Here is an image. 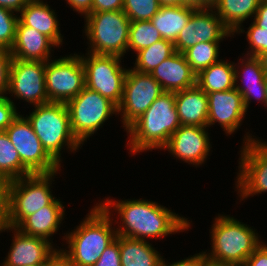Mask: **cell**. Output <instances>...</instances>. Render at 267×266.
<instances>
[{
  "label": "cell",
  "mask_w": 267,
  "mask_h": 266,
  "mask_svg": "<svg viewBox=\"0 0 267 266\" xmlns=\"http://www.w3.org/2000/svg\"><path fill=\"white\" fill-rule=\"evenodd\" d=\"M84 19L87 52L120 57L127 54L131 21L122 10L92 12Z\"/></svg>",
  "instance_id": "8992f818"
},
{
  "label": "cell",
  "mask_w": 267,
  "mask_h": 266,
  "mask_svg": "<svg viewBox=\"0 0 267 266\" xmlns=\"http://www.w3.org/2000/svg\"><path fill=\"white\" fill-rule=\"evenodd\" d=\"M33 108L26 118L43 148L61 166L63 149L76 153L82 147L72 133L67 105L50 102Z\"/></svg>",
  "instance_id": "5b68a950"
},
{
  "label": "cell",
  "mask_w": 267,
  "mask_h": 266,
  "mask_svg": "<svg viewBox=\"0 0 267 266\" xmlns=\"http://www.w3.org/2000/svg\"><path fill=\"white\" fill-rule=\"evenodd\" d=\"M160 32L150 21H131L129 27L128 52L134 53L162 40Z\"/></svg>",
  "instance_id": "1f68e13d"
},
{
  "label": "cell",
  "mask_w": 267,
  "mask_h": 266,
  "mask_svg": "<svg viewBox=\"0 0 267 266\" xmlns=\"http://www.w3.org/2000/svg\"><path fill=\"white\" fill-rule=\"evenodd\" d=\"M226 214H218L210 228V248L204 251L209 262L243 266L247 258L263 243L248 224ZM260 237V238H259Z\"/></svg>",
  "instance_id": "277c9868"
},
{
  "label": "cell",
  "mask_w": 267,
  "mask_h": 266,
  "mask_svg": "<svg viewBox=\"0 0 267 266\" xmlns=\"http://www.w3.org/2000/svg\"><path fill=\"white\" fill-rule=\"evenodd\" d=\"M245 33L249 51H246L244 56L258 57L267 50V29H263L251 22Z\"/></svg>",
  "instance_id": "e575fe53"
},
{
  "label": "cell",
  "mask_w": 267,
  "mask_h": 266,
  "mask_svg": "<svg viewBox=\"0 0 267 266\" xmlns=\"http://www.w3.org/2000/svg\"><path fill=\"white\" fill-rule=\"evenodd\" d=\"M161 5L159 0H123V12L130 21H150Z\"/></svg>",
  "instance_id": "d6a6232c"
},
{
  "label": "cell",
  "mask_w": 267,
  "mask_h": 266,
  "mask_svg": "<svg viewBox=\"0 0 267 266\" xmlns=\"http://www.w3.org/2000/svg\"><path fill=\"white\" fill-rule=\"evenodd\" d=\"M0 175L11 180L31 175L5 131H0Z\"/></svg>",
  "instance_id": "f546056e"
},
{
  "label": "cell",
  "mask_w": 267,
  "mask_h": 266,
  "mask_svg": "<svg viewBox=\"0 0 267 266\" xmlns=\"http://www.w3.org/2000/svg\"><path fill=\"white\" fill-rule=\"evenodd\" d=\"M220 42H202L183 52L187 63L193 72L198 75L210 65L220 61Z\"/></svg>",
  "instance_id": "4dcf8cb0"
},
{
  "label": "cell",
  "mask_w": 267,
  "mask_h": 266,
  "mask_svg": "<svg viewBox=\"0 0 267 266\" xmlns=\"http://www.w3.org/2000/svg\"><path fill=\"white\" fill-rule=\"evenodd\" d=\"M205 266H236V265H222V264H215V263L207 261Z\"/></svg>",
  "instance_id": "816d5d0a"
},
{
  "label": "cell",
  "mask_w": 267,
  "mask_h": 266,
  "mask_svg": "<svg viewBox=\"0 0 267 266\" xmlns=\"http://www.w3.org/2000/svg\"><path fill=\"white\" fill-rule=\"evenodd\" d=\"M250 134V131L246 132L240 148L235 182L240 202L267 192V141Z\"/></svg>",
  "instance_id": "9c48e42d"
},
{
  "label": "cell",
  "mask_w": 267,
  "mask_h": 266,
  "mask_svg": "<svg viewBox=\"0 0 267 266\" xmlns=\"http://www.w3.org/2000/svg\"><path fill=\"white\" fill-rule=\"evenodd\" d=\"M208 127L181 125L162 148L181 162L200 167L212 148Z\"/></svg>",
  "instance_id": "2e32d148"
},
{
  "label": "cell",
  "mask_w": 267,
  "mask_h": 266,
  "mask_svg": "<svg viewBox=\"0 0 267 266\" xmlns=\"http://www.w3.org/2000/svg\"><path fill=\"white\" fill-rule=\"evenodd\" d=\"M89 211L83 221L62 238L67 247L59 250L72 266H93L117 236L113 217L97 202Z\"/></svg>",
  "instance_id": "7a4b0ae2"
},
{
  "label": "cell",
  "mask_w": 267,
  "mask_h": 266,
  "mask_svg": "<svg viewBox=\"0 0 267 266\" xmlns=\"http://www.w3.org/2000/svg\"><path fill=\"white\" fill-rule=\"evenodd\" d=\"M45 81L49 102L67 103L75 98L85 87V69L81 56L71 53L48 60Z\"/></svg>",
  "instance_id": "8fae6325"
},
{
  "label": "cell",
  "mask_w": 267,
  "mask_h": 266,
  "mask_svg": "<svg viewBox=\"0 0 267 266\" xmlns=\"http://www.w3.org/2000/svg\"><path fill=\"white\" fill-rule=\"evenodd\" d=\"M85 55H80L85 69V87L98 92L118 106L128 72L127 68L122 67L123 57L90 52Z\"/></svg>",
  "instance_id": "30bf717a"
},
{
  "label": "cell",
  "mask_w": 267,
  "mask_h": 266,
  "mask_svg": "<svg viewBox=\"0 0 267 266\" xmlns=\"http://www.w3.org/2000/svg\"><path fill=\"white\" fill-rule=\"evenodd\" d=\"M207 258L204 251L194 254L193 256H188L182 260L169 263L166 262L164 256L161 260L160 266H205L207 263Z\"/></svg>",
  "instance_id": "f35d334b"
},
{
  "label": "cell",
  "mask_w": 267,
  "mask_h": 266,
  "mask_svg": "<svg viewBox=\"0 0 267 266\" xmlns=\"http://www.w3.org/2000/svg\"><path fill=\"white\" fill-rule=\"evenodd\" d=\"M197 7L194 4L161 6L150 22L160 32L163 39L175 43L181 30L188 23L192 12Z\"/></svg>",
  "instance_id": "484cf974"
},
{
  "label": "cell",
  "mask_w": 267,
  "mask_h": 266,
  "mask_svg": "<svg viewBox=\"0 0 267 266\" xmlns=\"http://www.w3.org/2000/svg\"><path fill=\"white\" fill-rule=\"evenodd\" d=\"M46 62L12 59L7 94L29 105L50 103L46 92Z\"/></svg>",
  "instance_id": "5bb4252c"
},
{
  "label": "cell",
  "mask_w": 267,
  "mask_h": 266,
  "mask_svg": "<svg viewBox=\"0 0 267 266\" xmlns=\"http://www.w3.org/2000/svg\"><path fill=\"white\" fill-rule=\"evenodd\" d=\"M11 143L18 152L22 165L31 174L61 172V167L43 148L41 141L24 114H20L6 128Z\"/></svg>",
  "instance_id": "7c38bea8"
},
{
  "label": "cell",
  "mask_w": 267,
  "mask_h": 266,
  "mask_svg": "<svg viewBox=\"0 0 267 266\" xmlns=\"http://www.w3.org/2000/svg\"><path fill=\"white\" fill-rule=\"evenodd\" d=\"M121 266H160L163 256L149 241L119 235Z\"/></svg>",
  "instance_id": "4316f807"
},
{
  "label": "cell",
  "mask_w": 267,
  "mask_h": 266,
  "mask_svg": "<svg viewBox=\"0 0 267 266\" xmlns=\"http://www.w3.org/2000/svg\"><path fill=\"white\" fill-rule=\"evenodd\" d=\"M65 205L60 199H55L48 206H44L37 212L25 217L15 228L26 235L51 240L54 234H57L65 218Z\"/></svg>",
  "instance_id": "7402d4cb"
},
{
  "label": "cell",
  "mask_w": 267,
  "mask_h": 266,
  "mask_svg": "<svg viewBox=\"0 0 267 266\" xmlns=\"http://www.w3.org/2000/svg\"><path fill=\"white\" fill-rule=\"evenodd\" d=\"M18 15L14 11L0 7V48L10 50L13 46Z\"/></svg>",
  "instance_id": "836d02e7"
},
{
  "label": "cell",
  "mask_w": 267,
  "mask_h": 266,
  "mask_svg": "<svg viewBox=\"0 0 267 266\" xmlns=\"http://www.w3.org/2000/svg\"><path fill=\"white\" fill-rule=\"evenodd\" d=\"M15 104L8 96L0 97V131H5L21 113L17 111L18 108Z\"/></svg>",
  "instance_id": "d590c367"
},
{
  "label": "cell",
  "mask_w": 267,
  "mask_h": 266,
  "mask_svg": "<svg viewBox=\"0 0 267 266\" xmlns=\"http://www.w3.org/2000/svg\"><path fill=\"white\" fill-rule=\"evenodd\" d=\"M191 4L196 6H211L213 0H188Z\"/></svg>",
  "instance_id": "f907efd6"
},
{
  "label": "cell",
  "mask_w": 267,
  "mask_h": 266,
  "mask_svg": "<svg viewBox=\"0 0 267 266\" xmlns=\"http://www.w3.org/2000/svg\"><path fill=\"white\" fill-rule=\"evenodd\" d=\"M13 180L0 175V208L6 213L10 209V189Z\"/></svg>",
  "instance_id": "ab89813d"
},
{
  "label": "cell",
  "mask_w": 267,
  "mask_h": 266,
  "mask_svg": "<svg viewBox=\"0 0 267 266\" xmlns=\"http://www.w3.org/2000/svg\"><path fill=\"white\" fill-rule=\"evenodd\" d=\"M208 98V128L215 123L220 125L226 135L236 133L247 114L243 98L236 88L211 92Z\"/></svg>",
  "instance_id": "ac0fdd59"
},
{
  "label": "cell",
  "mask_w": 267,
  "mask_h": 266,
  "mask_svg": "<svg viewBox=\"0 0 267 266\" xmlns=\"http://www.w3.org/2000/svg\"><path fill=\"white\" fill-rule=\"evenodd\" d=\"M242 58L238 59V65L234 62L235 88L241 94L246 110H248L252 99L259 101L264 106L266 102L264 84L266 72L257 57L245 56Z\"/></svg>",
  "instance_id": "d6986e66"
},
{
  "label": "cell",
  "mask_w": 267,
  "mask_h": 266,
  "mask_svg": "<svg viewBox=\"0 0 267 266\" xmlns=\"http://www.w3.org/2000/svg\"><path fill=\"white\" fill-rule=\"evenodd\" d=\"M264 84H265V90H266V102H265L264 107H267V73H266L265 78H264Z\"/></svg>",
  "instance_id": "f5cc1de1"
},
{
  "label": "cell",
  "mask_w": 267,
  "mask_h": 266,
  "mask_svg": "<svg viewBox=\"0 0 267 266\" xmlns=\"http://www.w3.org/2000/svg\"><path fill=\"white\" fill-rule=\"evenodd\" d=\"M59 171L48 174H31L14 179L10 189V209L7 214L8 226L16 227L25 217L51 204V186ZM53 181V182H52Z\"/></svg>",
  "instance_id": "52a82bcc"
},
{
  "label": "cell",
  "mask_w": 267,
  "mask_h": 266,
  "mask_svg": "<svg viewBox=\"0 0 267 266\" xmlns=\"http://www.w3.org/2000/svg\"><path fill=\"white\" fill-rule=\"evenodd\" d=\"M12 231V243L8 255L0 266H43L59 250L50 241L23 234L15 227L8 226L5 231Z\"/></svg>",
  "instance_id": "e0dca14e"
},
{
  "label": "cell",
  "mask_w": 267,
  "mask_h": 266,
  "mask_svg": "<svg viewBox=\"0 0 267 266\" xmlns=\"http://www.w3.org/2000/svg\"><path fill=\"white\" fill-rule=\"evenodd\" d=\"M43 266H72L68 258L58 250Z\"/></svg>",
  "instance_id": "bcb514c9"
},
{
  "label": "cell",
  "mask_w": 267,
  "mask_h": 266,
  "mask_svg": "<svg viewBox=\"0 0 267 266\" xmlns=\"http://www.w3.org/2000/svg\"><path fill=\"white\" fill-rule=\"evenodd\" d=\"M261 0H213L211 7L222 19L223 24L235 34L245 32L244 21L252 19Z\"/></svg>",
  "instance_id": "d4e9b609"
},
{
  "label": "cell",
  "mask_w": 267,
  "mask_h": 266,
  "mask_svg": "<svg viewBox=\"0 0 267 266\" xmlns=\"http://www.w3.org/2000/svg\"><path fill=\"white\" fill-rule=\"evenodd\" d=\"M123 10V0H93L92 12H110Z\"/></svg>",
  "instance_id": "b9f144b4"
},
{
  "label": "cell",
  "mask_w": 267,
  "mask_h": 266,
  "mask_svg": "<svg viewBox=\"0 0 267 266\" xmlns=\"http://www.w3.org/2000/svg\"><path fill=\"white\" fill-rule=\"evenodd\" d=\"M8 227L7 214L0 208V233Z\"/></svg>",
  "instance_id": "c3c4849f"
},
{
  "label": "cell",
  "mask_w": 267,
  "mask_h": 266,
  "mask_svg": "<svg viewBox=\"0 0 267 266\" xmlns=\"http://www.w3.org/2000/svg\"><path fill=\"white\" fill-rule=\"evenodd\" d=\"M30 0H0V7L19 13Z\"/></svg>",
  "instance_id": "f6af8a7d"
},
{
  "label": "cell",
  "mask_w": 267,
  "mask_h": 266,
  "mask_svg": "<svg viewBox=\"0 0 267 266\" xmlns=\"http://www.w3.org/2000/svg\"><path fill=\"white\" fill-rule=\"evenodd\" d=\"M150 75L161 85L164 92H178L196 85V74L183 53L176 51L160 63Z\"/></svg>",
  "instance_id": "44dd1931"
},
{
  "label": "cell",
  "mask_w": 267,
  "mask_h": 266,
  "mask_svg": "<svg viewBox=\"0 0 267 266\" xmlns=\"http://www.w3.org/2000/svg\"><path fill=\"white\" fill-rule=\"evenodd\" d=\"M233 37V33L223 24L222 19L211 6H198L185 27L181 30L174 46L183 53L185 50L204 42H222Z\"/></svg>",
  "instance_id": "9a60e30c"
},
{
  "label": "cell",
  "mask_w": 267,
  "mask_h": 266,
  "mask_svg": "<svg viewBox=\"0 0 267 266\" xmlns=\"http://www.w3.org/2000/svg\"><path fill=\"white\" fill-rule=\"evenodd\" d=\"M93 266H121L119 235L116 239L103 251L99 260Z\"/></svg>",
  "instance_id": "74e56055"
},
{
  "label": "cell",
  "mask_w": 267,
  "mask_h": 266,
  "mask_svg": "<svg viewBox=\"0 0 267 266\" xmlns=\"http://www.w3.org/2000/svg\"><path fill=\"white\" fill-rule=\"evenodd\" d=\"M176 52L174 43L162 39L149 47L141 49L135 54L132 69L140 73H151L162 61Z\"/></svg>",
  "instance_id": "f1b7e54d"
},
{
  "label": "cell",
  "mask_w": 267,
  "mask_h": 266,
  "mask_svg": "<svg viewBox=\"0 0 267 266\" xmlns=\"http://www.w3.org/2000/svg\"><path fill=\"white\" fill-rule=\"evenodd\" d=\"M196 84L206 93L235 88L234 62L221 59L196 76Z\"/></svg>",
  "instance_id": "83f0119b"
},
{
  "label": "cell",
  "mask_w": 267,
  "mask_h": 266,
  "mask_svg": "<svg viewBox=\"0 0 267 266\" xmlns=\"http://www.w3.org/2000/svg\"><path fill=\"white\" fill-rule=\"evenodd\" d=\"M73 135L83 145L99 128L118 115V106L110 99L87 87L67 103Z\"/></svg>",
  "instance_id": "ba28073f"
},
{
  "label": "cell",
  "mask_w": 267,
  "mask_h": 266,
  "mask_svg": "<svg viewBox=\"0 0 267 266\" xmlns=\"http://www.w3.org/2000/svg\"><path fill=\"white\" fill-rule=\"evenodd\" d=\"M55 47L58 46L49 37L18 20L15 41L9 51L14 59L47 62L53 59Z\"/></svg>",
  "instance_id": "ffe728a7"
},
{
  "label": "cell",
  "mask_w": 267,
  "mask_h": 266,
  "mask_svg": "<svg viewBox=\"0 0 267 266\" xmlns=\"http://www.w3.org/2000/svg\"><path fill=\"white\" fill-rule=\"evenodd\" d=\"M161 6H182L191 4L188 0H159Z\"/></svg>",
  "instance_id": "7dc6e473"
},
{
  "label": "cell",
  "mask_w": 267,
  "mask_h": 266,
  "mask_svg": "<svg viewBox=\"0 0 267 266\" xmlns=\"http://www.w3.org/2000/svg\"><path fill=\"white\" fill-rule=\"evenodd\" d=\"M99 205L110 216L116 212L120 222L113 220L117 235L148 241V239L165 238L168 235L187 231L191 228L190 220L178 213L147 199L115 200L107 197ZM113 208V210H112ZM112 214V215H111Z\"/></svg>",
  "instance_id": "6da1fadb"
},
{
  "label": "cell",
  "mask_w": 267,
  "mask_h": 266,
  "mask_svg": "<svg viewBox=\"0 0 267 266\" xmlns=\"http://www.w3.org/2000/svg\"><path fill=\"white\" fill-rule=\"evenodd\" d=\"M243 266H267V244L263 242L247 258Z\"/></svg>",
  "instance_id": "60d3db41"
},
{
  "label": "cell",
  "mask_w": 267,
  "mask_h": 266,
  "mask_svg": "<svg viewBox=\"0 0 267 266\" xmlns=\"http://www.w3.org/2000/svg\"><path fill=\"white\" fill-rule=\"evenodd\" d=\"M163 93L161 85L149 73H140L128 68L122 100L118 105V114L121 116L120 121L124 130Z\"/></svg>",
  "instance_id": "4fadbf2b"
},
{
  "label": "cell",
  "mask_w": 267,
  "mask_h": 266,
  "mask_svg": "<svg viewBox=\"0 0 267 266\" xmlns=\"http://www.w3.org/2000/svg\"><path fill=\"white\" fill-rule=\"evenodd\" d=\"M175 105L181 125L208 127L207 94L197 84L175 92Z\"/></svg>",
  "instance_id": "cb8c5ba5"
},
{
  "label": "cell",
  "mask_w": 267,
  "mask_h": 266,
  "mask_svg": "<svg viewBox=\"0 0 267 266\" xmlns=\"http://www.w3.org/2000/svg\"><path fill=\"white\" fill-rule=\"evenodd\" d=\"M257 58L260 60L261 66L267 73V50L262 52Z\"/></svg>",
  "instance_id": "681fc988"
},
{
  "label": "cell",
  "mask_w": 267,
  "mask_h": 266,
  "mask_svg": "<svg viewBox=\"0 0 267 266\" xmlns=\"http://www.w3.org/2000/svg\"><path fill=\"white\" fill-rule=\"evenodd\" d=\"M12 59L9 50L0 48V97L8 96L9 73Z\"/></svg>",
  "instance_id": "8d00e7d4"
},
{
  "label": "cell",
  "mask_w": 267,
  "mask_h": 266,
  "mask_svg": "<svg viewBox=\"0 0 267 266\" xmlns=\"http://www.w3.org/2000/svg\"><path fill=\"white\" fill-rule=\"evenodd\" d=\"M181 126L175 105V93L164 92L125 131L129 154L161 149Z\"/></svg>",
  "instance_id": "3957f363"
},
{
  "label": "cell",
  "mask_w": 267,
  "mask_h": 266,
  "mask_svg": "<svg viewBox=\"0 0 267 266\" xmlns=\"http://www.w3.org/2000/svg\"><path fill=\"white\" fill-rule=\"evenodd\" d=\"M70 8L73 9V11L78 12V14H81L83 18L87 16L88 14L92 13V3L93 0H65Z\"/></svg>",
  "instance_id": "7bdbcfd3"
},
{
  "label": "cell",
  "mask_w": 267,
  "mask_h": 266,
  "mask_svg": "<svg viewBox=\"0 0 267 266\" xmlns=\"http://www.w3.org/2000/svg\"><path fill=\"white\" fill-rule=\"evenodd\" d=\"M252 19H253L252 21L257 26L263 29H267V1L261 0L257 12L255 13Z\"/></svg>",
  "instance_id": "ee69618b"
},
{
  "label": "cell",
  "mask_w": 267,
  "mask_h": 266,
  "mask_svg": "<svg viewBox=\"0 0 267 266\" xmlns=\"http://www.w3.org/2000/svg\"><path fill=\"white\" fill-rule=\"evenodd\" d=\"M18 20L49 37L59 48L63 45L64 36L61 34L60 21L54 9L43 0H30L18 13Z\"/></svg>",
  "instance_id": "603a6c76"
}]
</instances>
